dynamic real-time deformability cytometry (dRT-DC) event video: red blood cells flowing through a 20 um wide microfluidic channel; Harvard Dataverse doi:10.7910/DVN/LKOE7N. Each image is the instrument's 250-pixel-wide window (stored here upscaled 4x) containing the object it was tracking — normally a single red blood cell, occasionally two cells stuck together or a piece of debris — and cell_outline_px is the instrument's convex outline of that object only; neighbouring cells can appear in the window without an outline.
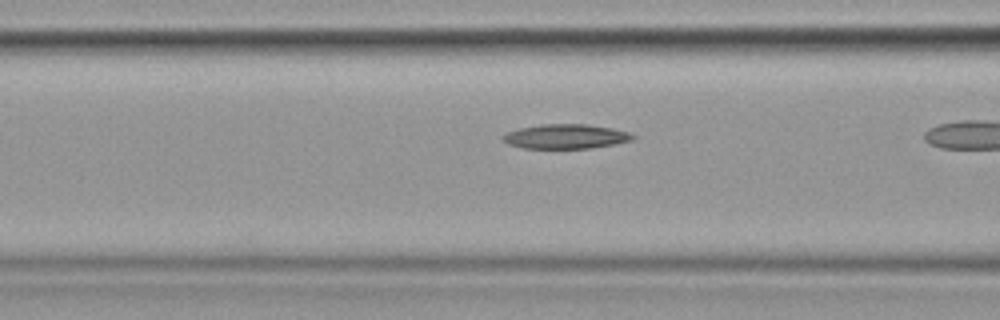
{"species": "common noctule bat (a hibernating species)", "species_latin": "Nyctalus noctula", "temperature_condition": "cold", "stored_images_in_passage": 10, "camera_frame_rate_fps": 3000, "um_per_image_px": 0.085, "animal": {"sex": "female", "body_mass_g": 19.9}, "frame": {"image": 1, "passage_image": 9, "time_ms": 2.667, "image_size_px": [1000, 320], "cell_outline_px": [[636, 136], [632, 140], [616, 144], [588, 148], [520, 148], [508, 144], [500, 140], [500, 136], [504, 132], [516, 128], [540, 124], [588, 124], [612, 128], [628, 132]], "centroid_in_image_um": [47.99, 11.59], "position_along_channel_um": 118.6, "area_um2": 18.9}}